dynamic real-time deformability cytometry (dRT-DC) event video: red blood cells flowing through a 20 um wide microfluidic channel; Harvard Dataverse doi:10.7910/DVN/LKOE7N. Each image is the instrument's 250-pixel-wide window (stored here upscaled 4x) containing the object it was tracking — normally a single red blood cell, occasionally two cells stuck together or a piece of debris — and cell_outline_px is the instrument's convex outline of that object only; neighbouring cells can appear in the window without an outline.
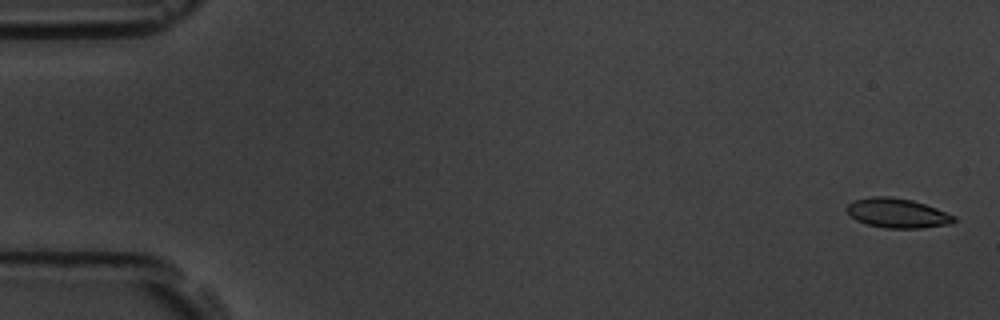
{"species": "common noctule bat (a hibernating species)", "species_latin": "Nyctalus noctula", "temperature_condition": "room temperature", "stored_images_in_passage": 5, "camera_frame_rate_fps": 3000, "um_per_image_px": 0.085, "animal": {"sex": "male", "body_mass_g": 19.5, "forearm_length_mm": 54.6}, "frame": {"image": 1, "passage_image": 1, "time_ms": 0.0, "image_size_px": [1000, 320], "cell_outline_px": [[956, 220], [952, 224], [920, 228], [884, 228], [868, 224], [856, 220], [844, 208], [848, 204], [856, 200], [872, 196], [892, 196], [912, 200], [936, 208], [956, 216]], "centroid_in_image_um": [76.29, 18.11], "position_along_channel_um": 8.7, "area_um2": 18.44}}